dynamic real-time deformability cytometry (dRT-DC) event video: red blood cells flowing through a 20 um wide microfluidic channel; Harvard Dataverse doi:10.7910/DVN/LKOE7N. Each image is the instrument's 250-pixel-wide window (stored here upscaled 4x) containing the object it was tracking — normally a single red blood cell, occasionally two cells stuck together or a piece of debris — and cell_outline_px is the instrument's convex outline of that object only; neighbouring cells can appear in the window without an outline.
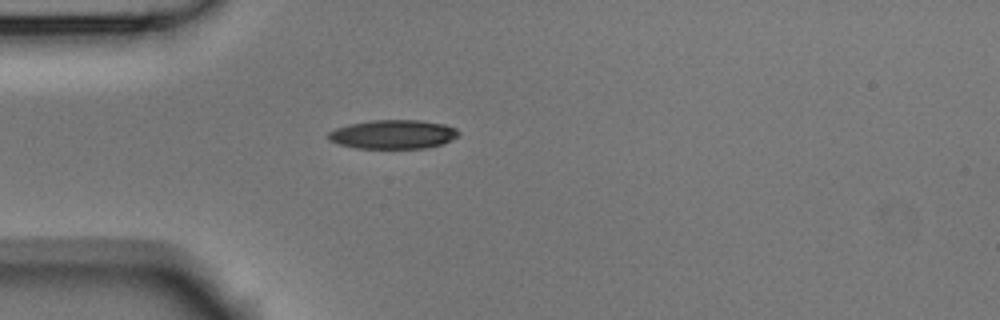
{"species": "Egyptian fruit bat (a non-hibernating species)", "species_latin": "Rousettus aegyptiacus", "temperature_condition": "room temperature", "stored_images_in_passage": 5, "camera_frame_rate_fps": 3000, "um_per_image_px": 0.085, "animal": {"sex": "male"}, "frame": {"image": 1, "passage_image": 5, "time_ms": 1.333, "image_size_px": [1000, 320], "cell_outline_px": [[460, 136], [444, 144], [428, 148], [356, 148], [340, 144], [328, 140], [328, 132], [336, 128], [348, 124], [372, 120], [420, 120], [444, 124], [456, 128], [460, 132]], "centroid_in_image_um": [33.46, 11.42], "position_along_channel_um": 51.5, "area_um2": 22.2}}